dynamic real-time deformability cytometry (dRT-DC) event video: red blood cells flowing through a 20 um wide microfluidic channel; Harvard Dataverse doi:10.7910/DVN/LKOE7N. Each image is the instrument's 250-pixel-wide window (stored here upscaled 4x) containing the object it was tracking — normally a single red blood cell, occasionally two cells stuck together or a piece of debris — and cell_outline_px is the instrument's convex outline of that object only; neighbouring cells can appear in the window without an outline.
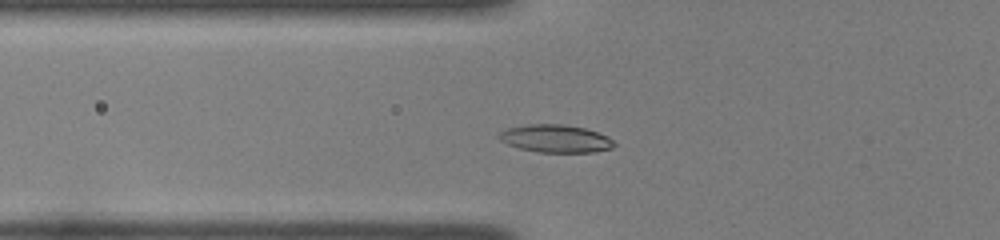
{"species": "common noctule bat (a hibernating species)", "species_latin": "Nyctalus noctula", "temperature_condition": "room temperature", "stored_images_in_passage": 35, "camera_frame_rate_fps": 3000, "um_per_image_px": 0.085, "animal": {"sex": "female", "body_mass_g": 22.0, "forearm_length_mm": 56.7}, "frame": {"image": 1, "passage_image": 3, "time_ms": 0.667, "image_size_px": [1000, 240], "cell_outline_px": [[616, 144], [612, 148], [596, 152], [540, 152], [520, 148], [508, 144], [500, 140], [496, 136], [500, 132], [508, 128], [528, 124], [560, 124], [584, 128], [608, 136]], "centroid_in_image_um": [47.22, 11.78], "position_along_channel_um": 78.6, "area_um2": 18.5}}
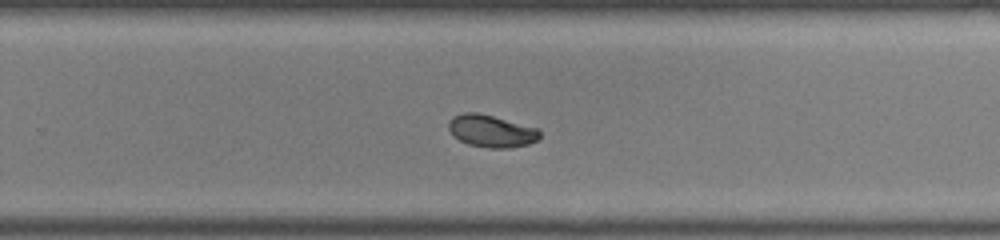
{"frame": {"image": 2, "passage_image": 19, "time_ms": 6.0, "image_size_px": [1000, 240], "cell_outline_px": [[540, 136], [536, 140], [528, 144], [508, 148], [488, 148], [468, 144], [452, 136], [448, 128], [448, 124], [452, 116], [464, 112], [476, 112], [492, 116], [536, 128], [540, 132]], "centroid_in_image_um": [41.7, 11.14], "position_along_channel_um": 288.1, "area_um2": 16.99}}
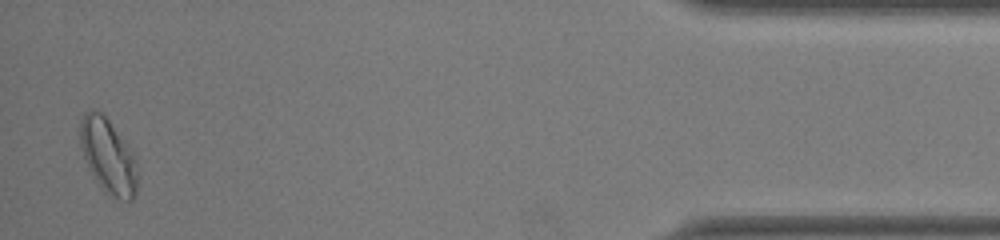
{"frame": {"image": 3, "passage_image": 34, "time_ms": 11.0, "image_size_px": [1000, 240], "cell_outline_px": [[136, 192], [132, 200], [120, 200], [104, 192], [100, 188], [88, 168], [84, 160], [80, 144], [80, 120], [84, 112], [104, 112], [136, 156]], "centroid_in_image_um": [9.18, 13.27], "position_along_channel_um": 426.0, "area_um2": 25.2}, "authors_computed_cell_mechanics": {"area_um2": 17.34, "velocity_mm_per_s": 3.9512, "shape_relaxation_time_tau1_ms": 4.7127, "shape_relaxation_time_tau2_ms": 2.8933, "deformation_change_tau1": 0.1402, "deformation_change_tau2": 0.052}}